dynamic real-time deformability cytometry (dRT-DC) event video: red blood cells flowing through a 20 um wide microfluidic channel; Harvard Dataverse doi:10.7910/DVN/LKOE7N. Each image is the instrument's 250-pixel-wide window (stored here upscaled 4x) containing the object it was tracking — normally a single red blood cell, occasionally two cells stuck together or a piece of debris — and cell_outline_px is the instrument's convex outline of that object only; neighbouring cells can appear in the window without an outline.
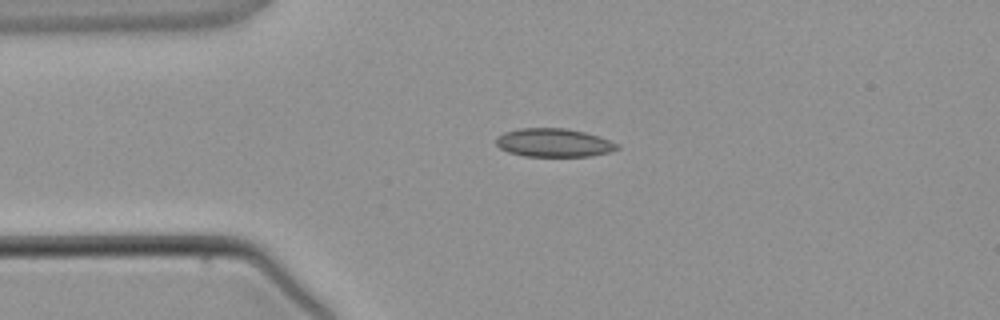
{"species": "common noctule bat (a hibernating species)", "species_latin": "Nyctalus noctula", "temperature_condition": "warm", "stored_images_in_passage": 4, "camera_frame_rate_fps": 3000, "um_per_image_px": 0.085, "animal": {"sex": "male", "body_mass_g": 21.5, "forearm_length_mm": 52.0}, "frame": {"image": 1, "passage_image": 3, "time_ms": 2.667, "image_size_px": [1000, 320], "cell_outline_px": [[620, 148], [612, 152], [592, 156], [524, 156], [508, 152], [500, 148], [496, 144], [496, 136], [504, 132], [520, 128], [568, 128], [584, 132], [608, 140], [616, 144]], "centroid_in_image_um": [47.04, 12.13], "position_along_channel_um": 38.0, "area_um2": 20.06}}
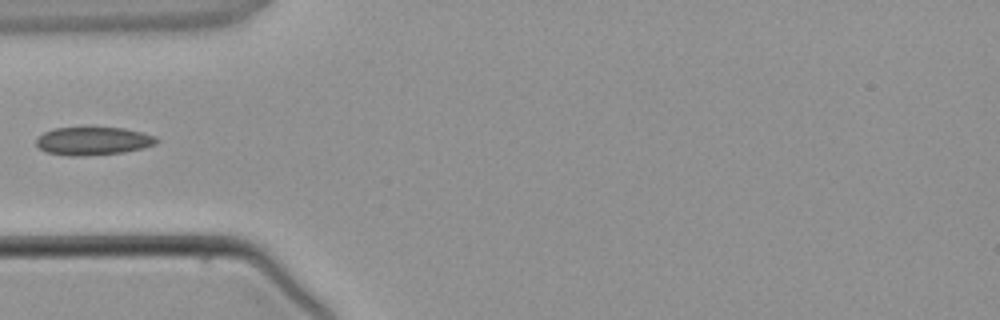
{"frame": {"image": 2, "passage_image": 4, "time_ms": 4.0, "image_size_px": [1000, 320], "cell_outline_px": [[160, 140], [156, 144], [144, 148], [124, 152], [84, 156], [68, 156], [44, 152], [36, 144], [36, 140], [44, 132], [52, 128], [124, 128], [144, 132], [156, 136]], "centroid_in_image_um": [7.95, 11.99], "position_along_channel_um": 77.1, "area_um2": 19.88}}